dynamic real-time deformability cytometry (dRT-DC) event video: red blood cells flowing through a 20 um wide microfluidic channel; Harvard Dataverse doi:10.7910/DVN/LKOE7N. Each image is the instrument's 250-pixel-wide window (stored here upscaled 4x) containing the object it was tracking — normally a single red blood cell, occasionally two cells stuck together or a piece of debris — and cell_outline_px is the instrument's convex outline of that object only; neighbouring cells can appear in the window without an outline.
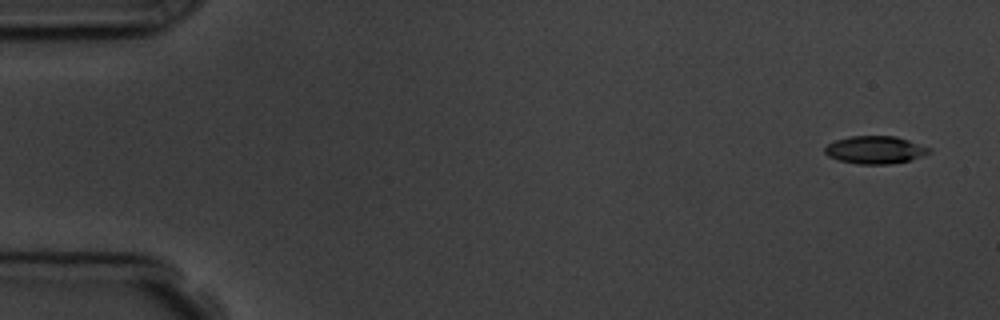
{"species": "common noctule bat (a hibernating species)", "species_latin": "Nyctalus noctula", "temperature_condition": "room temperature", "stored_images_in_passage": 4, "camera_frame_rate_fps": 3000, "um_per_image_px": 0.085, "animal": {"sex": "male", "body_mass_g": 19.5, "forearm_length_mm": 54.6}, "frame": {"image": 1, "passage_image": 1, "time_ms": 0.0, "image_size_px": [1000, 320], "cell_outline_px": [[932, 152], [908, 160], [888, 164], [856, 164], [836, 160], [828, 156], [824, 152], [824, 148], [828, 144], [836, 140], [848, 136], [896, 136], [932, 148]], "centroid_in_image_um": [74.36, 12.74], "position_along_channel_um": 10.6, "area_um2": 16.88}}
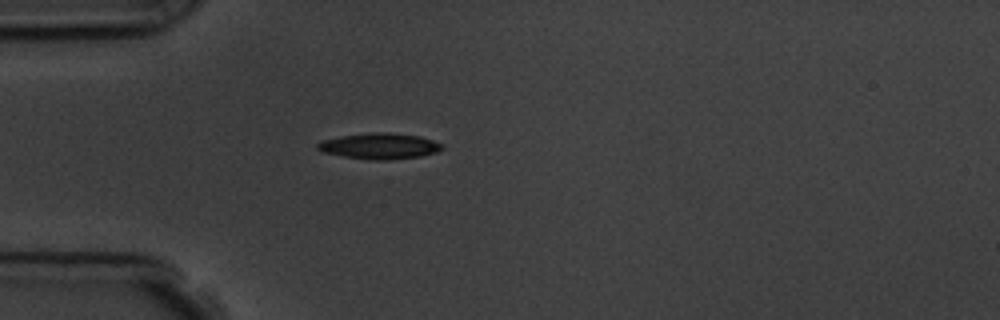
{"frame": {"image": 2, "passage_image": 4, "time_ms": 4.333, "image_size_px": [1000, 320], "cell_outline_px": [[444, 148], [436, 152], [420, 156], [388, 160], [372, 160], [344, 156], [324, 152], [316, 148], [316, 144], [324, 140], [344, 136], [372, 132], [388, 132], [420, 136], [444, 144]], "centroid_in_image_um": [32.31, 12.41], "position_along_channel_um": 52.7, "area_um2": 18.61}}